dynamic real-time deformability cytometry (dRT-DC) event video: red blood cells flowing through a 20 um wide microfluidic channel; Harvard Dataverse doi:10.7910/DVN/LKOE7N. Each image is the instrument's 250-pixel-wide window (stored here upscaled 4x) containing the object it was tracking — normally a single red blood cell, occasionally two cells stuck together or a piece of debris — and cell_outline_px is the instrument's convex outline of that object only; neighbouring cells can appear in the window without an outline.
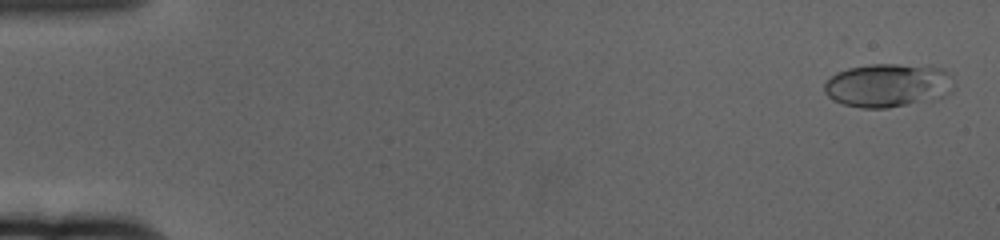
{"species": "human", "species_latin": "Homo sapiens", "temperature_condition": "cold", "stored_images_in_passage": 60, "camera_frame_rate_fps": 3000, "um_per_image_px": 0.085, "donor": {"sex": "female"}, "frame": {"image": 1, "passage_image": 2, "time_ms": 0.333, "image_size_px": [1000, 240], "cell_outline_px": [[956, 88], [952, 92], [940, 100], [888, 108], [860, 108], [844, 104], [828, 96], [824, 92], [824, 84], [836, 72], [848, 68], [872, 64], [900, 64], [944, 68], [956, 80]], "centroid_in_image_um": [75.59, 7.27], "position_along_channel_um": 9.4, "area_um2": 33.76}}
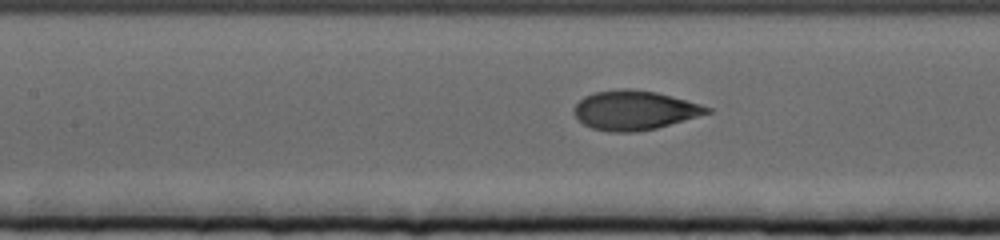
{"frame": {"image": 2, "passage_image": 28, "time_ms": 9.0, "image_size_px": [1000, 240], "cell_outline_px": [[712, 112], [656, 128], [636, 132], [608, 132], [592, 128], [584, 124], [576, 116], [572, 108], [584, 96], [592, 92], [620, 88], [628, 88], [656, 92], [672, 96], [700, 104], [712, 108]], "centroid_in_image_um": [53.9, 9.36], "position_along_channel_um": 153.5, "area_um2": 30.46}}
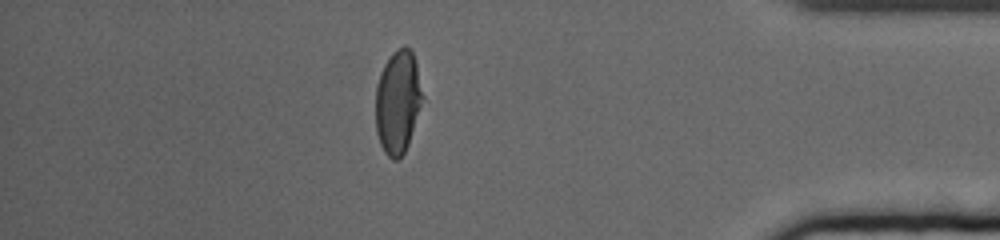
{"frame": {"image": 3, "passage_image": 53, "time_ms": 17.333, "image_size_px": [1000, 240], "cell_outline_px": [[424, 96], [408, 144], [404, 152], [396, 160], [392, 160], [384, 152], [380, 144], [376, 132], [376, 84], [380, 72], [384, 64], [392, 52], [396, 48], [404, 44], [412, 52], [416, 64]], "centroid_in_image_um": [33.8, 8.63], "position_along_channel_um": 401.4, "area_um2": 28.32}, "authors_computed_cell_mechanics": {"area_um2": 30.7496, "velocity_mm_per_s": 3.3816, "shape_relaxation_time_tau1_ms": 3.7738, "shape_relaxation_time_tau2_ms": null, "deformation_change_tau1": 0.1563, "deformation_change_tau2": null}}